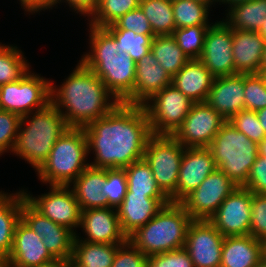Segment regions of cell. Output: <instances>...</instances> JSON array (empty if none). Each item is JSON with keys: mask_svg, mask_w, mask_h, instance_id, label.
<instances>
[{"mask_svg": "<svg viewBox=\"0 0 266 267\" xmlns=\"http://www.w3.org/2000/svg\"><path fill=\"white\" fill-rule=\"evenodd\" d=\"M88 154L93 150L94 162L89 166L102 169H124L144 158L149 138L153 135L143 106L119 103L102 118L83 127Z\"/></svg>", "mask_w": 266, "mask_h": 267, "instance_id": "cell-1", "label": "cell"}, {"mask_svg": "<svg viewBox=\"0 0 266 267\" xmlns=\"http://www.w3.org/2000/svg\"><path fill=\"white\" fill-rule=\"evenodd\" d=\"M56 87L51 84V103L69 127L83 128L111 112L120 103L101 79L80 60L64 83Z\"/></svg>", "mask_w": 266, "mask_h": 267, "instance_id": "cell-2", "label": "cell"}, {"mask_svg": "<svg viewBox=\"0 0 266 267\" xmlns=\"http://www.w3.org/2000/svg\"><path fill=\"white\" fill-rule=\"evenodd\" d=\"M89 26L91 51L80 61L123 103L134 91L136 62L128 53L119 52L115 38L105 27Z\"/></svg>", "mask_w": 266, "mask_h": 267, "instance_id": "cell-3", "label": "cell"}, {"mask_svg": "<svg viewBox=\"0 0 266 267\" xmlns=\"http://www.w3.org/2000/svg\"><path fill=\"white\" fill-rule=\"evenodd\" d=\"M69 128L63 115L50 103L42 110L21 117L12 153L29 162L37 171L50 155L55 142Z\"/></svg>", "mask_w": 266, "mask_h": 267, "instance_id": "cell-4", "label": "cell"}, {"mask_svg": "<svg viewBox=\"0 0 266 267\" xmlns=\"http://www.w3.org/2000/svg\"><path fill=\"white\" fill-rule=\"evenodd\" d=\"M192 221L181 203L169 202L128 240L146 256L177 250L185 246Z\"/></svg>", "mask_w": 266, "mask_h": 267, "instance_id": "cell-5", "label": "cell"}, {"mask_svg": "<svg viewBox=\"0 0 266 267\" xmlns=\"http://www.w3.org/2000/svg\"><path fill=\"white\" fill-rule=\"evenodd\" d=\"M87 138L83 128L70 127L55 142L50 155L36 171L50 186H70L89 166Z\"/></svg>", "mask_w": 266, "mask_h": 267, "instance_id": "cell-6", "label": "cell"}, {"mask_svg": "<svg viewBox=\"0 0 266 267\" xmlns=\"http://www.w3.org/2000/svg\"><path fill=\"white\" fill-rule=\"evenodd\" d=\"M208 148L216 167L235 184L243 186L258 156V144L226 121Z\"/></svg>", "mask_w": 266, "mask_h": 267, "instance_id": "cell-7", "label": "cell"}, {"mask_svg": "<svg viewBox=\"0 0 266 267\" xmlns=\"http://www.w3.org/2000/svg\"><path fill=\"white\" fill-rule=\"evenodd\" d=\"M184 148L172 135H152L144 152V159L151 167L157 185L171 202H176V187Z\"/></svg>", "mask_w": 266, "mask_h": 267, "instance_id": "cell-8", "label": "cell"}, {"mask_svg": "<svg viewBox=\"0 0 266 267\" xmlns=\"http://www.w3.org/2000/svg\"><path fill=\"white\" fill-rule=\"evenodd\" d=\"M50 80L29 71L20 80L0 86V109L20 117L51 103Z\"/></svg>", "mask_w": 266, "mask_h": 267, "instance_id": "cell-9", "label": "cell"}, {"mask_svg": "<svg viewBox=\"0 0 266 267\" xmlns=\"http://www.w3.org/2000/svg\"><path fill=\"white\" fill-rule=\"evenodd\" d=\"M193 101L172 84L153 95L142 106L153 135H172L185 120Z\"/></svg>", "mask_w": 266, "mask_h": 267, "instance_id": "cell-10", "label": "cell"}, {"mask_svg": "<svg viewBox=\"0 0 266 267\" xmlns=\"http://www.w3.org/2000/svg\"><path fill=\"white\" fill-rule=\"evenodd\" d=\"M237 186L223 171L216 168L180 203L193 220H209Z\"/></svg>", "mask_w": 266, "mask_h": 267, "instance_id": "cell-11", "label": "cell"}, {"mask_svg": "<svg viewBox=\"0 0 266 267\" xmlns=\"http://www.w3.org/2000/svg\"><path fill=\"white\" fill-rule=\"evenodd\" d=\"M21 219L42 238L47 251L54 259L68 260L72 257L75 232L53 222L37 211L21 190Z\"/></svg>", "mask_w": 266, "mask_h": 267, "instance_id": "cell-12", "label": "cell"}, {"mask_svg": "<svg viewBox=\"0 0 266 267\" xmlns=\"http://www.w3.org/2000/svg\"><path fill=\"white\" fill-rule=\"evenodd\" d=\"M225 122L207 102L193 103L185 120L172 136L184 147H209Z\"/></svg>", "mask_w": 266, "mask_h": 267, "instance_id": "cell-13", "label": "cell"}, {"mask_svg": "<svg viewBox=\"0 0 266 267\" xmlns=\"http://www.w3.org/2000/svg\"><path fill=\"white\" fill-rule=\"evenodd\" d=\"M50 192L38 197L24 191L26 200L43 216L74 232L80 227L81 207L71 186H50ZM74 228V229H73Z\"/></svg>", "mask_w": 266, "mask_h": 267, "instance_id": "cell-14", "label": "cell"}, {"mask_svg": "<svg viewBox=\"0 0 266 267\" xmlns=\"http://www.w3.org/2000/svg\"><path fill=\"white\" fill-rule=\"evenodd\" d=\"M251 201L252 192L243 186H237L208 221L224 237L249 235Z\"/></svg>", "mask_w": 266, "mask_h": 267, "instance_id": "cell-15", "label": "cell"}, {"mask_svg": "<svg viewBox=\"0 0 266 267\" xmlns=\"http://www.w3.org/2000/svg\"><path fill=\"white\" fill-rule=\"evenodd\" d=\"M211 24L199 60L215 77L234 75L232 29L223 20Z\"/></svg>", "mask_w": 266, "mask_h": 267, "instance_id": "cell-16", "label": "cell"}, {"mask_svg": "<svg viewBox=\"0 0 266 267\" xmlns=\"http://www.w3.org/2000/svg\"><path fill=\"white\" fill-rule=\"evenodd\" d=\"M224 236L208 220H193L184 248L194 267H220Z\"/></svg>", "mask_w": 266, "mask_h": 267, "instance_id": "cell-17", "label": "cell"}, {"mask_svg": "<svg viewBox=\"0 0 266 267\" xmlns=\"http://www.w3.org/2000/svg\"><path fill=\"white\" fill-rule=\"evenodd\" d=\"M216 168L208 147H185L176 187V202L180 203Z\"/></svg>", "mask_w": 266, "mask_h": 267, "instance_id": "cell-18", "label": "cell"}, {"mask_svg": "<svg viewBox=\"0 0 266 267\" xmlns=\"http://www.w3.org/2000/svg\"><path fill=\"white\" fill-rule=\"evenodd\" d=\"M80 227L86 235L84 241L103 244H123L128 238L123 233L115 208L82 210Z\"/></svg>", "mask_w": 266, "mask_h": 267, "instance_id": "cell-19", "label": "cell"}, {"mask_svg": "<svg viewBox=\"0 0 266 267\" xmlns=\"http://www.w3.org/2000/svg\"><path fill=\"white\" fill-rule=\"evenodd\" d=\"M169 202L170 198H152L148 194L127 192L122 203L115 208L123 233L128 238Z\"/></svg>", "mask_w": 266, "mask_h": 267, "instance_id": "cell-20", "label": "cell"}, {"mask_svg": "<svg viewBox=\"0 0 266 267\" xmlns=\"http://www.w3.org/2000/svg\"><path fill=\"white\" fill-rule=\"evenodd\" d=\"M170 84H172V78L150 51L136 62L134 91L123 103L142 106L153 95Z\"/></svg>", "mask_w": 266, "mask_h": 267, "instance_id": "cell-21", "label": "cell"}, {"mask_svg": "<svg viewBox=\"0 0 266 267\" xmlns=\"http://www.w3.org/2000/svg\"><path fill=\"white\" fill-rule=\"evenodd\" d=\"M53 259L42 238L21 219L15 228L12 250L5 261L11 267H33Z\"/></svg>", "mask_w": 266, "mask_h": 267, "instance_id": "cell-22", "label": "cell"}, {"mask_svg": "<svg viewBox=\"0 0 266 267\" xmlns=\"http://www.w3.org/2000/svg\"><path fill=\"white\" fill-rule=\"evenodd\" d=\"M206 102L226 121L244 110V74L215 77Z\"/></svg>", "mask_w": 266, "mask_h": 267, "instance_id": "cell-23", "label": "cell"}, {"mask_svg": "<svg viewBox=\"0 0 266 267\" xmlns=\"http://www.w3.org/2000/svg\"><path fill=\"white\" fill-rule=\"evenodd\" d=\"M235 74L259 73L266 42L258 32L232 30Z\"/></svg>", "mask_w": 266, "mask_h": 267, "instance_id": "cell-24", "label": "cell"}, {"mask_svg": "<svg viewBox=\"0 0 266 267\" xmlns=\"http://www.w3.org/2000/svg\"><path fill=\"white\" fill-rule=\"evenodd\" d=\"M215 76L199 59H190L172 77V85L194 103L206 102Z\"/></svg>", "mask_w": 266, "mask_h": 267, "instance_id": "cell-25", "label": "cell"}, {"mask_svg": "<svg viewBox=\"0 0 266 267\" xmlns=\"http://www.w3.org/2000/svg\"><path fill=\"white\" fill-rule=\"evenodd\" d=\"M262 257V242L254 237H224L220 267H257Z\"/></svg>", "mask_w": 266, "mask_h": 267, "instance_id": "cell-26", "label": "cell"}, {"mask_svg": "<svg viewBox=\"0 0 266 267\" xmlns=\"http://www.w3.org/2000/svg\"><path fill=\"white\" fill-rule=\"evenodd\" d=\"M106 181V169L88 166L71 184L81 210L108 207L107 197L102 193Z\"/></svg>", "mask_w": 266, "mask_h": 267, "instance_id": "cell-27", "label": "cell"}, {"mask_svg": "<svg viewBox=\"0 0 266 267\" xmlns=\"http://www.w3.org/2000/svg\"><path fill=\"white\" fill-rule=\"evenodd\" d=\"M21 220V191L8 194L0 191V261L12 250L17 223Z\"/></svg>", "mask_w": 266, "mask_h": 267, "instance_id": "cell-28", "label": "cell"}, {"mask_svg": "<svg viewBox=\"0 0 266 267\" xmlns=\"http://www.w3.org/2000/svg\"><path fill=\"white\" fill-rule=\"evenodd\" d=\"M223 21L232 30L258 32L266 21V0H250L230 6Z\"/></svg>", "mask_w": 266, "mask_h": 267, "instance_id": "cell-29", "label": "cell"}, {"mask_svg": "<svg viewBox=\"0 0 266 267\" xmlns=\"http://www.w3.org/2000/svg\"><path fill=\"white\" fill-rule=\"evenodd\" d=\"M119 245L87 242L76 234L71 259L81 267H111Z\"/></svg>", "mask_w": 266, "mask_h": 267, "instance_id": "cell-30", "label": "cell"}, {"mask_svg": "<svg viewBox=\"0 0 266 267\" xmlns=\"http://www.w3.org/2000/svg\"><path fill=\"white\" fill-rule=\"evenodd\" d=\"M151 52L171 78L190 60L172 35L155 36L152 40Z\"/></svg>", "mask_w": 266, "mask_h": 267, "instance_id": "cell-31", "label": "cell"}, {"mask_svg": "<svg viewBox=\"0 0 266 267\" xmlns=\"http://www.w3.org/2000/svg\"><path fill=\"white\" fill-rule=\"evenodd\" d=\"M139 7L148 19L154 36L172 35L176 30L172 0H140Z\"/></svg>", "mask_w": 266, "mask_h": 267, "instance_id": "cell-32", "label": "cell"}, {"mask_svg": "<svg viewBox=\"0 0 266 267\" xmlns=\"http://www.w3.org/2000/svg\"><path fill=\"white\" fill-rule=\"evenodd\" d=\"M127 192L148 194L152 198H169L157 185L151 167L141 159L126 168Z\"/></svg>", "mask_w": 266, "mask_h": 267, "instance_id": "cell-33", "label": "cell"}, {"mask_svg": "<svg viewBox=\"0 0 266 267\" xmlns=\"http://www.w3.org/2000/svg\"><path fill=\"white\" fill-rule=\"evenodd\" d=\"M176 29L191 26H210L208 3L193 0H172Z\"/></svg>", "mask_w": 266, "mask_h": 267, "instance_id": "cell-34", "label": "cell"}, {"mask_svg": "<svg viewBox=\"0 0 266 267\" xmlns=\"http://www.w3.org/2000/svg\"><path fill=\"white\" fill-rule=\"evenodd\" d=\"M17 46L0 43V86L20 80L29 72V64Z\"/></svg>", "mask_w": 266, "mask_h": 267, "instance_id": "cell-35", "label": "cell"}, {"mask_svg": "<svg viewBox=\"0 0 266 267\" xmlns=\"http://www.w3.org/2000/svg\"><path fill=\"white\" fill-rule=\"evenodd\" d=\"M140 0H99L97 9L91 15L89 25L106 27L121 16L139 7Z\"/></svg>", "mask_w": 266, "mask_h": 267, "instance_id": "cell-36", "label": "cell"}, {"mask_svg": "<svg viewBox=\"0 0 266 267\" xmlns=\"http://www.w3.org/2000/svg\"><path fill=\"white\" fill-rule=\"evenodd\" d=\"M115 38L119 52H126L137 62L151 51L154 35L135 34L132 30L107 29Z\"/></svg>", "mask_w": 266, "mask_h": 267, "instance_id": "cell-37", "label": "cell"}, {"mask_svg": "<svg viewBox=\"0 0 266 267\" xmlns=\"http://www.w3.org/2000/svg\"><path fill=\"white\" fill-rule=\"evenodd\" d=\"M209 26H191L176 29L172 36L189 59H199L203 51L204 38Z\"/></svg>", "mask_w": 266, "mask_h": 267, "instance_id": "cell-38", "label": "cell"}, {"mask_svg": "<svg viewBox=\"0 0 266 267\" xmlns=\"http://www.w3.org/2000/svg\"><path fill=\"white\" fill-rule=\"evenodd\" d=\"M244 102L246 110L266 107V83L259 73L244 74Z\"/></svg>", "mask_w": 266, "mask_h": 267, "instance_id": "cell-39", "label": "cell"}, {"mask_svg": "<svg viewBox=\"0 0 266 267\" xmlns=\"http://www.w3.org/2000/svg\"><path fill=\"white\" fill-rule=\"evenodd\" d=\"M102 193L107 197L108 207L117 208L127 193L126 172L124 169H106V181Z\"/></svg>", "mask_w": 266, "mask_h": 267, "instance_id": "cell-40", "label": "cell"}, {"mask_svg": "<svg viewBox=\"0 0 266 267\" xmlns=\"http://www.w3.org/2000/svg\"><path fill=\"white\" fill-rule=\"evenodd\" d=\"M228 121L233 124L239 132L244 133L251 141L257 144L266 137V133L255 111L241 110Z\"/></svg>", "mask_w": 266, "mask_h": 267, "instance_id": "cell-41", "label": "cell"}, {"mask_svg": "<svg viewBox=\"0 0 266 267\" xmlns=\"http://www.w3.org/2000/svg\"><path fill=\"white\" fill-rule=\"evenodd\" d=\"M20 120L18 114L0 109V156L9 150L13 151Z\"/></svg>", "mask_w": 266, "mask_h": 267, "instance_id": "cell-42", "label": "cell"}, {"mask_svg": "<svg viewBox=\"0 0 266 267\" xmlns=\"http://www.w3.org/2000/svg\"><path fill=\"white\" fill-rule=\"evenodd\" d=\"M249 235L261 242L266 239V194L252 193Z\"/></svg>", "mask_w": 266, "mask_h": 267, "instance_id": "cell-43", "label": "cell"}, {"mask_svg": "<svg viewBox=\"0 0 266 267\" xmlns=\"http://www.w3.org/2000/svg\"><path fill=\"white\" fill-rule=\"evenodd\" d=\"M105 28L132 30L135 34L153 35L151 25L140 7L131 10L127 14L121 16L115 23Z\"/></svg>", "mask_w": 266, "mask_h": 267, "instance_id": "cell-44", "label": "cell"}, {"mask_svg": "<svg viewBox=\"0 0 266 267\" xmlns=\"http://www.w3.org/2000/svg\"><path fill=\"white\" fill-rule=\"evenodd\" d=\"M147 267H194V264L188 251L183 247L148 256Z\"/></svg>", "mask_w": 266, "mask_h": 267, "instance_id": "cell-45", "label": "cell"}, {"mask_svg": "<svg viewBox=\"0 0 266 267\" xmlns=\"http://www.w3.org/2000/svg\"><path fill=\"white\" fill-rule=\"evenodd\" d=\"M147 259L148 256L127 240L118 246L111 267H147Z\"/></svg>", "mask_w": 266, "mask_h": 267, "instance_id": "cell-46", "label": "cell"}, {"mask_svg": "<svg viewBox=\"0 0 266 267\" xmlns=\"http://www.w3.org/2000/svg\"><path fill=\"white\" fill-rule=\"evenodd\" d=\"M243 187L255 194H266V157L257 156Z\"/></svg>", "mask_w": 266, "mask_h": 267, "instance_id": "cell-47", "label": "cell"}, {"mask_svg": "<svg viewBox=\"0 0 266 267\" xmlns=\"http://www.w3.org/2000/svg\"><path fill=\"white\" fill-rule=\"evenodd\" d=\"M61 2L69 4L73 11H77L76 13L88 17H91L99 4V0H55L54 6Z\"/></svg>", "mask_w": 266, "mask_h": 267, "instance_id": "cell-48", "label": "cell"}, {"mask_svg": "<svg viewBox=\"0 0 266 267\" xmlns=\"http://www.w3.org/2000/svg\"><path fill=\"white\" fill-rule=\"evenodd\" d=\"M26 12L35 13L54 7L55 0H19Z\"/></svg>", "mask_w": 266, "mask_h": 267, "instance_id": "cell-49", "label": "cell"}, {"mask_svg": "<svg viewBox=\"0 0 266 267\" xmlns=\"http://www.w3.org/2000/svg\"><path fill=\"white\" fill-rule=\"evenodd\" d=\"M33 267H66V260L53 259L52 261Z\"/></svg>", "mask_w": 266, "mask_h": 267, "instance_id": "cell-50", "label": "cell"}, {"mask_svg": "<svg viewBox=\"0 0 266 267\" xmlns=\"http://www.w3.org/2000/svg\"><path fill=\"white\" fill-rule=\"evenodd\" d=\"M257 116L259 119V122L261 123V125L263 126V129L266 133V107L263 109H260L257 111Z\"/></svg>", "mask_w": 266, "mask_h": 267, "instance_id": "cell-51", "label": "cell"}, {"mask_svg": "<svg viewBox=\"0 0 266 267\" xmlns=\"http://www.w3.org/2000/svg\"><path fill=\"white\" fill-rule=\"evenodd\" d=\"M258 155L266 157V137L258 144Z\"/></svg>", "mask_w": 266, "mask_h": 267, "instance_id": "cell-52", "label": "cell"}, {"mask_svg": "<svg viewBox=\"0 0 266 267\" xmlns=\"http://www.w3.org/2000/svg\"><path fill=\"white\" fill-rule=\"evenodd\" d=\"M246 1H250V0H217V3H223V4H228L229 7L232 6V5H236L238 3H242V2H246Z\"/></svg>", "mask_w": 266, "mask_h": 267, "instance_id": "cell-53", "label": "cell"}, {"mask_svg": "<svg viewBox=\"0 0 266 267\" xmlns=\"http://www.w3.org/2000/svg\"><path fill=\"white\" fill-rule=\"evenodd\" d=\"M266 20V19H265ZM258 33L261 35V37L266 42V21H264L263 25L259 29Z\"/></svg>", "mask_w": 266, "mask_h": 267, "instance_id": "cell-54", "label": "cell"}, {"mask_svg": "<svg viewBox=\"0 0 266 267\" xmlns=\"http://www.w3.org/2000/svg\"><path fill=\"white\" fill-rule=\"evenodd\" d=\"M66 267H81L76 264L71 258L66 260Z\"/></svg>", "mask_w": 266, "mask_h": 267, "instance_id": "cell-55", "label": "cell"}, {"mask_svg": "<svg viewBox=\"0 0 266 267\" xmlns=\"http://www.w3.org/2000/svg\"><path fill=\"white\" fill-rule=\"evenodd\" d=\"M259 74L262 76L264 82L266 83V67H261Z\"/></svg>", "mask_w": 266, "mask_h": 267, "instance_id": "cell-56", "label": "cell"}, {"mask_svg": "<svg viewBox=\"0 0 266 267\" xmlns=\"http://www.w3.org/2000/svg\"><path fill=\"white\" fill-rule=\"evenodd\" d=\"M262 255L266 259V239L262 241Z\"/></svg>", "mask_w": 266, "mask_h": 267, "instance_id": "cell-57", "label": "cell"}, {"mask_svg": "<svg viewBox=\"0 0 266 267\" xmlns=\"http://www.w3.org/2000/svg\"><path fill=\"white\" fill-rule=\"evenodd\" d=\"M261 67H266V44L263 52L262 64Z\"/></svg>", "mask_w": 266, "mask_h": 267, "instance_id": "cell-58", "label": "cell"}, {"mask_svg": "<svg viewBox=\"0 0 266 267\" xmlns=\"http://www.w3.org/2000/svg\"><path fill=\"white\" fill-rule=\"evenodd\" d=\"M193 1L208 3L210 6L213 5V3L215 4V2H217V0H193Z\"/></svg>", "mask_w": 266, "mask_h": 267, "instance_id": "cell-59", "label": "cell"}, {"mask_svg": "<svg viewBox=\"0 0 266 267\" xmlns=\"http://www.w3.org/2000/svg\"><path fill=\"white\" fill-rule=\"evenodd\" d=\"M257 267H266V259L262 257Z\"/></svg>", "mask_w": 266, "mask_h": 267, "instance_id": "cell-60", "label": "cell"}, {"mask_svg": "<svg viewBox=\"0 0 266 267\" xmlns=\"http://www.w3.org/2000/svg\"><path fill=\"white\" fill-rule=\"evenodd\" d=\"M0 267H11L7 261H0Z\"/></svg>", "mask_w": 266, "mask_h": 267, "instance_id": "cell-61", "label": "cell"}]
</instances>
